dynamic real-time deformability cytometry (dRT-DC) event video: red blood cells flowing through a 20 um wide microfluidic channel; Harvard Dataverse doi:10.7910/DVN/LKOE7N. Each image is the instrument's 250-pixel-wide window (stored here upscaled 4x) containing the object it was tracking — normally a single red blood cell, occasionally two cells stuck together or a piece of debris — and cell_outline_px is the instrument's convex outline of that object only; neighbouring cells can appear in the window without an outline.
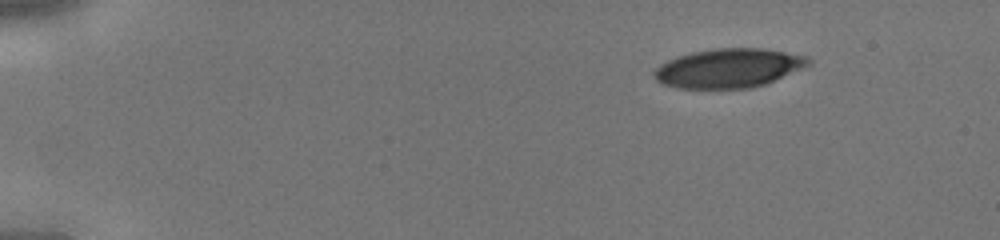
{"species": "human", "species_latin": "Homo sapiens", "temperature_condition": "cold", "stored_images_in_passage": 18, "camera_frame_rate_fps": 3000, "um_per_image_px": 0.085, "donor": {"sex": "male"}, "frame": {"image": 1, "passage_image": 1, "time_ms": 0.0, "image_size_px": [1000, 240], "cell_outline_px": [[812, 64], [764, 84], [752, 88], [676, 88], [664, 84], [656, 80], [652, 76], [652, 72], [660, 64], [676, 56], [692, 52], [712, 48], [760, 48], [808, 56], [812, 60]], "centroid_in_image_um": [61.91, 5.78], "position_along_channel_um": 23.1, "area_um2": 35.2}}
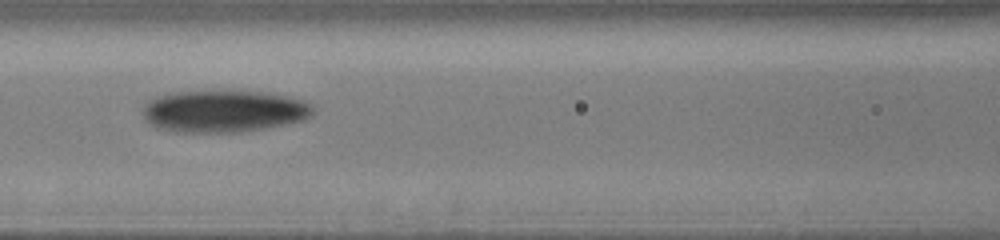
{"frame": {"image": 2, "passage_image": 16, "time_ms": 5.0, "image_size_px": [1000, 240], "cell_outline_px": [[316, 112], [304, 120], [264, 128], [240, 132], [176, 132], [156, 128], [148, 124], [144, 116], [144, 104], [148, 100], [156, 96], [172, 92], [264, 92], [304, 100], [312, 104], [316, 108]], "centroid_in_image_um": [19.02, 9.47], "position_along_channel_um": 147.6, "area_um2": 41.67}}
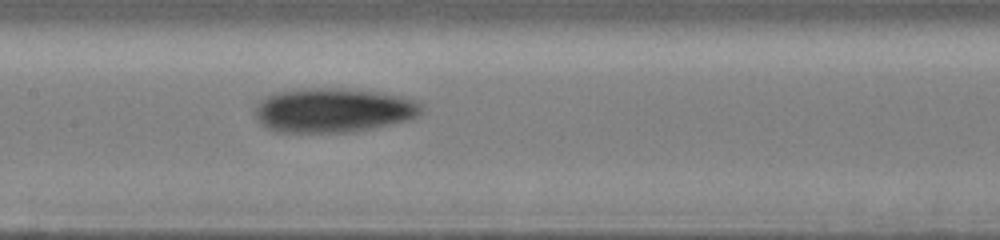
{"frame": {"image": 3, "passage_image": 18, "time_ms": 5.667, "image_size_px": [1000, 240], "cell_outline_px": [[424, 112], [408, 120], [368, 128], [344, 132], [280, 132], [268, 128], [256, 116], [256, 104], [264, 96], [276, 92], [312, 88], [344, 88], [384, 92], [416, 100], [424, 108]], "centroid_in_image_um": [28.35, 9.35], "position_along_channel_um": 179.0, "area_um2": 42.77}}